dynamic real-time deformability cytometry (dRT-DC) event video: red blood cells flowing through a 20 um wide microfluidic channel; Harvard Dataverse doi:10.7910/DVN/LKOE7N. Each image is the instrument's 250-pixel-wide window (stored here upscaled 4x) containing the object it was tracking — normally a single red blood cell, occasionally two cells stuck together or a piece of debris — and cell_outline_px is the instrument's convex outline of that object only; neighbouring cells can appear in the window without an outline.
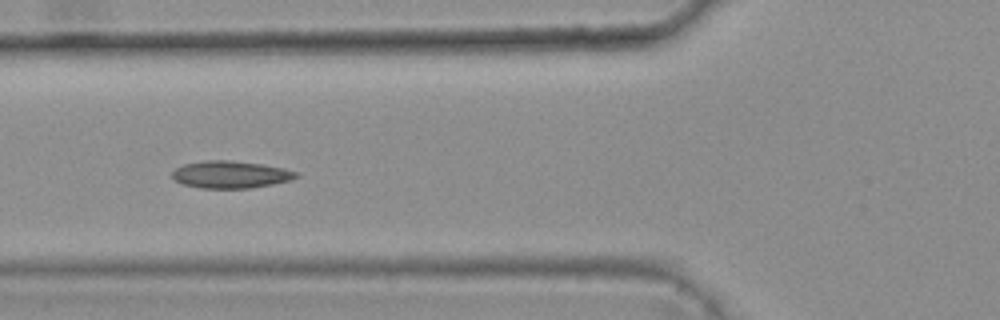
{"species": "common noctule bat (a hibernating species)", "species_latin": "Nyctalus noctula", "temperature_condition": "warm", "stored_images_in_passage": 7, "camera_frame_rate_fps": 3000, "um_per_image_px": 0.085, "animal": {"sex": "female", "body_mass_g": 25.1}, "frame": {"image": 1, "passage_image": 5, "time_ms": 1.333, "image_size_px": [1000, 320], "cell_outline_px": [[300, 176], [292, 180], [272, 184], [248, 188], [200, 188], [184, 184], [176, 180], [172, 176], [172, 172], [176, 168], [184, 164], [208, 160], [228, 160], [260, 164], [284, 168], [300, 172]], "centroid_in_image_um": [19.65, 14.83], "position_along_channel_um": 106.2, "area_um2": 19.59}}
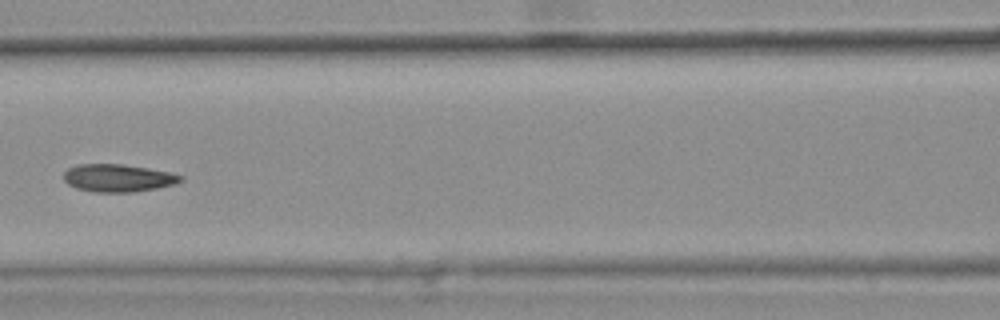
{"frame": {"image": 2, "passage_image": 6, "time_ms": 1.667, "image_size_px": [1000, 320], "cell_outline_px": [[184, 180], [176, 184], [136, 192], [92, 192], [76, 188], [68, 184], [64, 180], [64, 172], [68, 168], [76, 164], [124, 164], [148, 168], [168, 172], [184, 176]], "centroid_in_image_um": [10.04, 15.13], "position_along_channel_um": 156.6, "area_um2": 19.02}}